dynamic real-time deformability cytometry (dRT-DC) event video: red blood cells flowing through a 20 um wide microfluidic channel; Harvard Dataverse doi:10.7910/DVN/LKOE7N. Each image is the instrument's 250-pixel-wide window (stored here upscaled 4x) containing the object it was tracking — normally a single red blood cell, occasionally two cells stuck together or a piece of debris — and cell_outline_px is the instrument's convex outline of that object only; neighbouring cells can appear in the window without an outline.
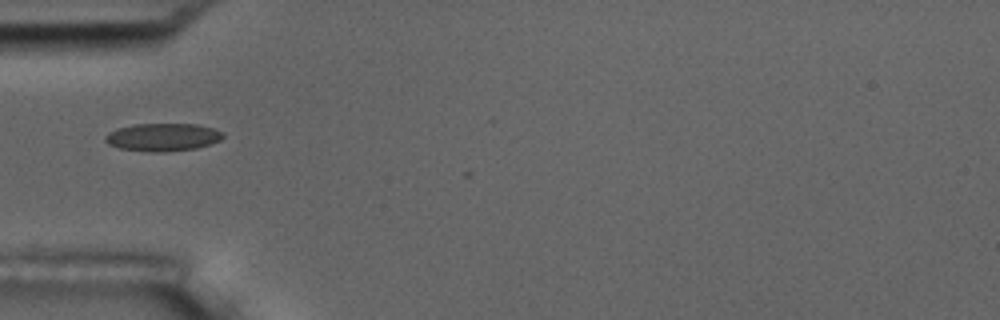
{"species": "common noctule bat (a hibernating species)", "species_latin": "Nyctalus noctula", "temperature_condition": "room temperature", "stored_images_in_passage": 2, "camera_frame_rate_fps": 3000, "um_per_image_px": 0.085, "animal": {"sex": "male", "body_mass_g": 17.5, "forearm_length_mm": 52.3}, "frame": {"image": 1, "passage_image": 1, "time_ms": 0.0, "image_size_px": [1000, 320], "cell_outline_px": [[224, 136], [220, 140], [196, 148], [164, 152], [152, 152], [120, 148], [108, 144], [104, 140], [104, 136], [108, 132], [116, 128], [132, 124], [196, 124], [212, 128], [224, 132]], "centroid_in_image_um": [13.8, 11.65], "position_along_channel_um": 71.2, "area_um2": 19.13}}